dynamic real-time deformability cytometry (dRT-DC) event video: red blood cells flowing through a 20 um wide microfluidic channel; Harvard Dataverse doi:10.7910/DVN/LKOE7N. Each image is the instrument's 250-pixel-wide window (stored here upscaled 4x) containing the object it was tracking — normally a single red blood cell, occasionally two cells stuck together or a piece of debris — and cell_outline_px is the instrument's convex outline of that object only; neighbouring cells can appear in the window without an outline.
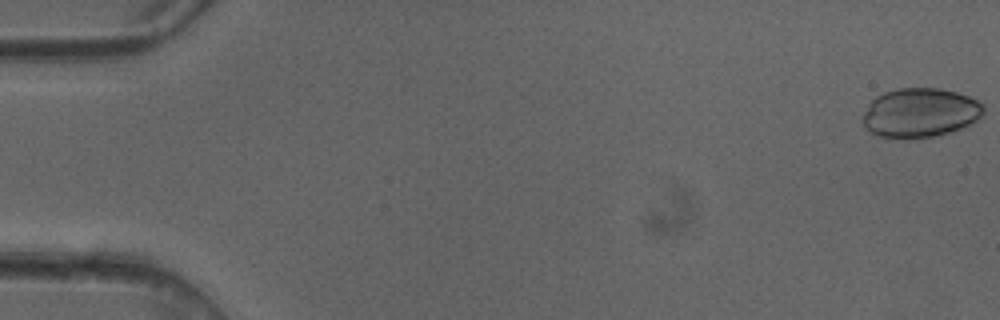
{"species": "common noctule bat (a hibernating species)", "species_latin": "Nyctalus noctula", "temperature_condition": "cold", "stored_images_in_passage": 5, "camera_frame_rate_fps": 3000, "um_per_image_px": 0.085, "animal": {"sex": "female"}, "frame": {"image": 1, "passage_image": 1, "time_ms": 0.0, "image_size_px": [1000, 320], "cell_outline_px": [[984, 116], [980, 120], [968, 128], [936, 136], [904, 140], [880, 136], [872, 132], [860, 120], [868, 104], [876, 96], [884, 92], [896, 88], [940, 88], [956, 92], [968, 96], [984, 104]], "centroid_in_image_um": [78.27, 9.61], "position_along_channel_um": 6.7, "area_um2": 35.6}}